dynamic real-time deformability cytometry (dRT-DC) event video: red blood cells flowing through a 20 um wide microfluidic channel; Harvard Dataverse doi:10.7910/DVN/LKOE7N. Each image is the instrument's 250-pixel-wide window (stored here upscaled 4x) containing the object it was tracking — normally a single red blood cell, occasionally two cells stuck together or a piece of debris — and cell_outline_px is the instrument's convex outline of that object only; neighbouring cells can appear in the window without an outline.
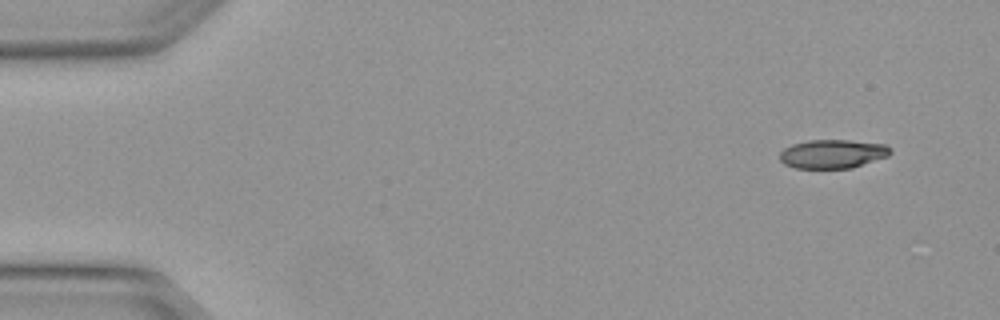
{"species": "Egyptian fruit bat (a non-hibernating species)", "species_latin": "Rousettus aegyptiacus", "temperature_condition": "warm", "stored_images_in_passage": 4, "camera_frame_rate_fps": 3000, "um_per_image_px": 0.085, "animal": {"sex": "female"}, "frame": {"image": 1, "passage_image": 1, "time_ms": 0.0, "image_size_px": [1000, 320], "cell_outline_px": [[892, 152], [888, 156], [852, 168], [796, 168], [784, 164], [780, 160], [780, 152], [784, 148], [792, 144], [808, 140], [848, 140], [888, 144], [892, 148]], "centroid_in_image_um": [70.8, 13.07], "position_along_channel_um": 14.2, "area_um2": 18.73}}
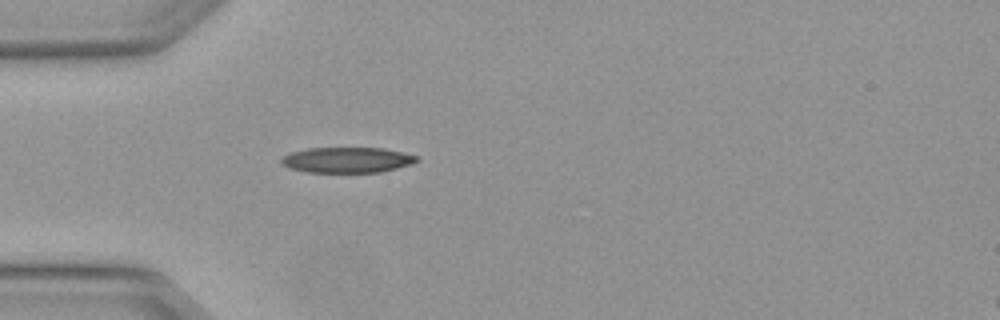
{"frame": {"image": 2, "passage_image": 4, "time_ms": 1.0, "image_size_px": [1000, 320], "cell_outline_px": [[420, 160], [412, 164], [380, 172], [304, 172], [288, 168], [280, 164], [280, 156], [292, 152], [308, 148], [384, 148], [420, 156]], "centroid_in_image_um": [29.48, 13.59], "position_along_channel_um": 55.5, "area_um2": 20.4}}